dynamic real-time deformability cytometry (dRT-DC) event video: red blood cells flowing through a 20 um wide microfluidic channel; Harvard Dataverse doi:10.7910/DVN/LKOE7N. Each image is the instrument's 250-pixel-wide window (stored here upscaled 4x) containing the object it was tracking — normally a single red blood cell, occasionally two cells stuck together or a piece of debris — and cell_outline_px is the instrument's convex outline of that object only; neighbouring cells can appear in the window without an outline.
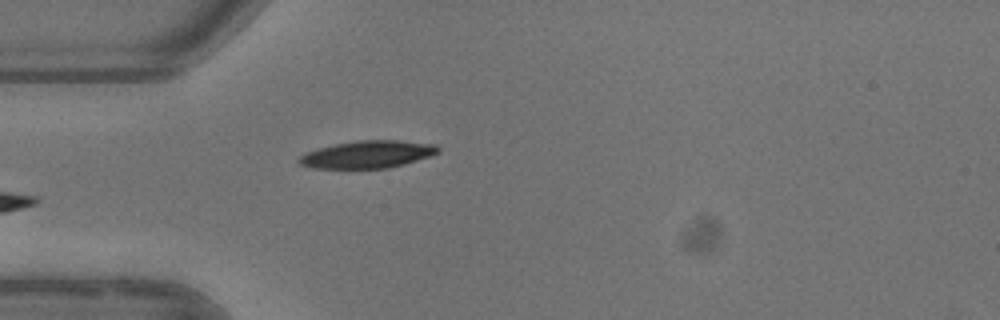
{"species": "common noctule bat (a hibernating species)", "species_latin": "Nyctalus noctula", "temperature_condition": "warm", "stored_images_in_passage": 2, "camera_frame_rate_fps": 3000, "um_per_image_px": 0.085, "animal": {"sex": "female"}, "frame": {"image": 1, "passage_image": 2, "time_ms": 2.0, "image_size_px": [1000, 320], "cell_outline_px": [[440, 152], [404, 164], [388, 168], [316, 168], [300, 164], [296, 160], [300, 156], [308, 152], [320, 148], [336, 144], [360, 140], [400, 140], [436, 144], [440, 148]], "centroid_in_image_um": [31.28, 13.12], "position_along_channel_um": 53.7, "area_um2": 21.96}}